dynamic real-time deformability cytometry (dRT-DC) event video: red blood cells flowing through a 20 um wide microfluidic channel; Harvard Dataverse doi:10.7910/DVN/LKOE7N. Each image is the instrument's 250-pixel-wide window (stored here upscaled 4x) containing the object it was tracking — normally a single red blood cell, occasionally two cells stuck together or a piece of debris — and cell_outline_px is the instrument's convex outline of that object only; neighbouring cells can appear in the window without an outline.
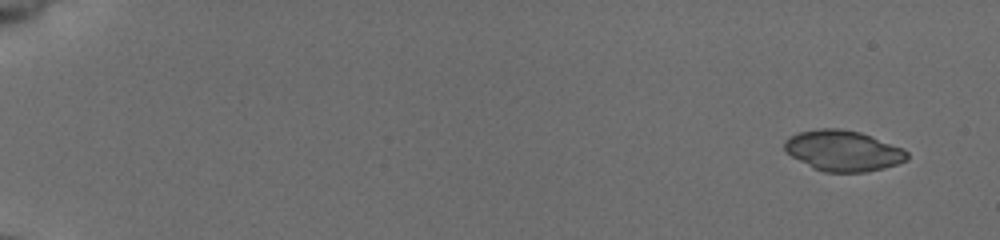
{"species": "common noctule bat (a hibernating species)", "species_latin": "Nyctalus noctula", "temperature_condition": "cold", "stored_images_in_passage": 51, "camera_frame_rate_fps": 3000, "um_per_image_px": 0.085, "animal": {"sex": "female", "body_mass_g": 19.5, "forearm_length_mm": 54.1}, "frame": {"image": 1, "passage_image": 1, "time_ms": 0.0, "image_size_px": [1000, 240], "cell_outline_px": [[908, 160], [896, 164], [864, 172], [828, 172], [816, 168], [792, 156], [784, 148], [784, 140], [788, 136], [800, 132], [816, 128], [840, 128], [860, 132], [872, 136], [904, 148], [908, 152]], "centroid_in_image_um": [71.68, 12.78], "position_along_channel_um": 13.3, "area_um2": 28.84}}
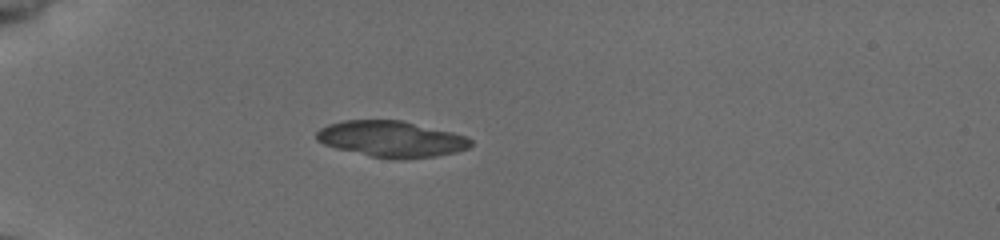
{"frame": {"image": 2, "passage_image": 15, "time_ms": 4.667, "image_size_px": [1000, 240], "cell_outline_px": [[472, 144], [468, 148], [452, 152], [432, 156], [372, 156], [324, 144], [316, 140], [316, 132], [320, 128], [328, 124], [340, 120], [404, 120], [452, 132], [464, 136], [472, 140]], "centroid_in_image_um": [33.23, 11.75], "position_along_channel_um": 51.8, "area_um2": 31.27}}